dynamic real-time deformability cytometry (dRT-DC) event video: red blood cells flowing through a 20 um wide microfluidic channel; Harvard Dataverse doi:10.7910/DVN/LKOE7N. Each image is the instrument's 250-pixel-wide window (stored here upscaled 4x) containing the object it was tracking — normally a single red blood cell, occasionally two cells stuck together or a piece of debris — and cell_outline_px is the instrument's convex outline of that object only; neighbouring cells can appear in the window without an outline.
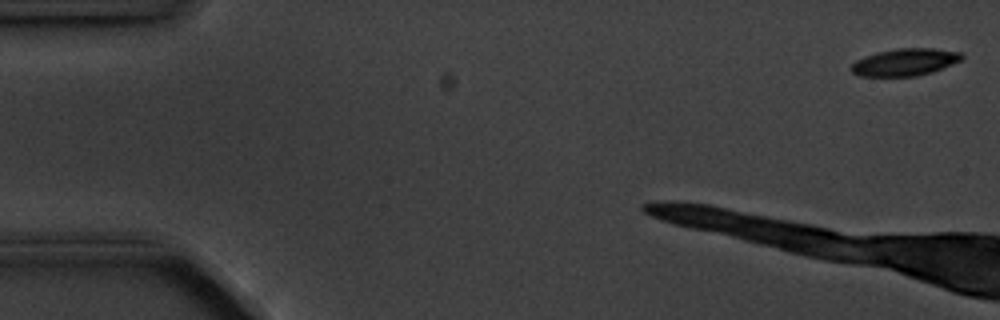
{"species": "common noctule bat (a hibernating species)", "species_latin": "Nyctalus noctula", "temperature_condition": "cold", "stored_images_in_passage": 4, "camera_frame_rate_fps": 3000, "um_per_image_px": 0.085, "animal": {"sex": "male", "body_mass_g": 20.1, "forearm_length_mm": 53.5}, "frame": {"image": 1, "passage_image": 1, "time_ms": 0.0, "image_size_px": [1000, 320], "cell_outline_px": [[964, 56], [960, 60], [952, 64], [932, 72], [916, 76], [860, 76], [852, 72], [848, 68], [856, 60], [864, 56], [876, 52], [896, 48], [932, 48], [960, 52]], "centroid_in_image_um": [76.88, 5.28], "position_along_channel_um": 8.1, "area_um2": 17.57}}